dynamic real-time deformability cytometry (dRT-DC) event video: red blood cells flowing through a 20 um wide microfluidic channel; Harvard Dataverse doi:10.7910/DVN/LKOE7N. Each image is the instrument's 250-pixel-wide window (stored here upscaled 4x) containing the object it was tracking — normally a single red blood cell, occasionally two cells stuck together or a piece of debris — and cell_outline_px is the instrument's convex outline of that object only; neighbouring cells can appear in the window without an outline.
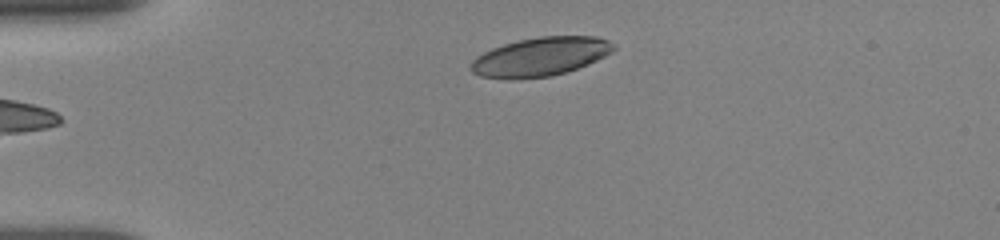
{"species": "human", "species_latin": "Homo sapiens", "temperature_condition": "room temperature", "stored_images_in_passage": 39, "camera_frame_rate_fps": 3000, "um_per_image_px": 0.085, "donor": {"sex": "female"}, "frame": {"image": 1, "passage_image": 2, "time_ms": 0.333, "image_size_px": [1000, 240], "cell_outline_px": [[616, 48], [612, 52], [596, 60], [576, 68], [552, 76], [512, 80], [480, 76], [472, 72], [468, 68], [472, 60], [476, 56], [492, 48], [504, 44], [520, 40], [540, 36], [596, 36], [608, 40], [616, 44]], "centroid_in_image_um": [45.9, 4.82], "position_along_channel_um": 39.1, "area_um2": 32.37}}
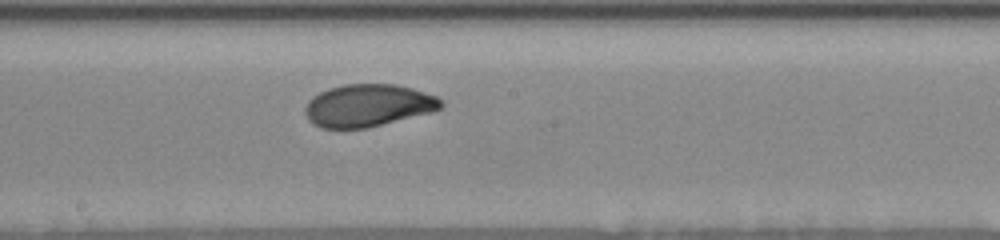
{"frame": {"image": 2, "passage_image": 18, "time_ms": 6.0, "image_size_px": [1000, 240], "cell_outline_px": [[444, 104], [440, 108], [432, 112], [364, 128], [320, 128], [308, 120], [304, 112], [304, 108], [308, 100], [312, 96], [328, 88], [344, 84], [396, 84], [412, 88], [436, 96]], "centroid_in_image_um": [31.24, 8.95], "position_along_channel_um": 217.0, "area_um2": 33.52}}
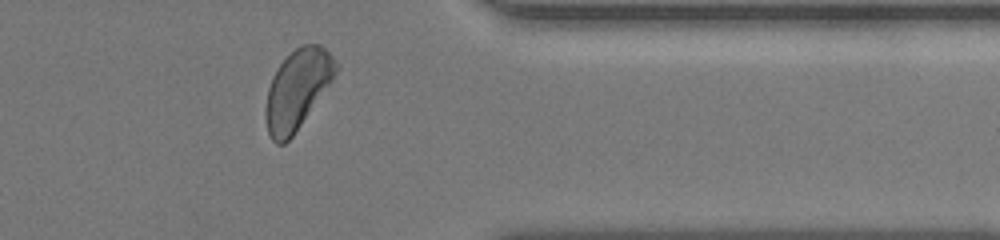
{"frame": {"image": 3, "passage_image": 30, "time_ms": 10.667, "image_size_px": [1000, 240], "cell_outline_px": [[340, 68], [332, 80], [292, 136], [284, 144], [276, 144], [272, 140], [268, 132], [264, 112], [268, 88], [272, 76], [280, 64], [300, 44], [320, 44], [340, 64]], "centroid_in_image_um": [25.27, 7.58], "position_along_channel_um": 386.1, "area_um2": 32.19}, "authors_computed_cell_mechanics": {"area_um2": 33.813, "velocity_mm_per_s": 3.8174, "shape_relaxation_time_tau1_ms": 3.0285, "shape_relaxation_time_tau2_ms": 0.9103, "deformation_change_tau1": 0.1425, "deformation_change_tau2": 0.0485}}